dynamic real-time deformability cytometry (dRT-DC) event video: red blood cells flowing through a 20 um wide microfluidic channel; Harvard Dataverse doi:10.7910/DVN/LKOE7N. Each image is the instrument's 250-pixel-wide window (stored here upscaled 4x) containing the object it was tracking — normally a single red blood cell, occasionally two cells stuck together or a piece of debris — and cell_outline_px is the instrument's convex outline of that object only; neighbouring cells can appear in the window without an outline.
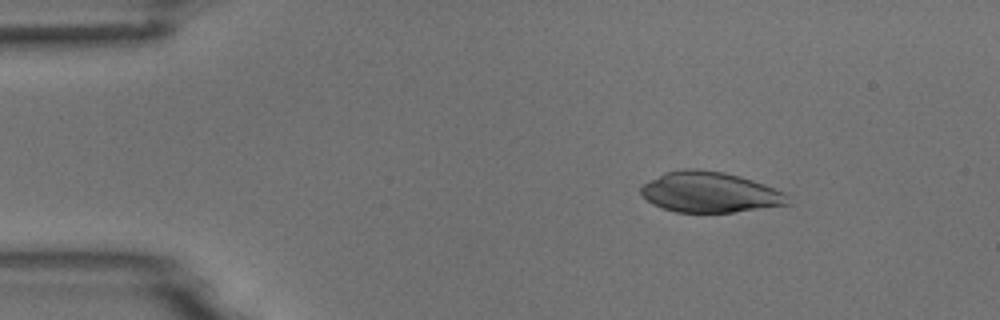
{"species": "common noctule bat (a hibernating species)", "species_latin": "Nyctalus noctula", "temperature_condition": "room temperature", "stored_images_in_passage": 4, "camera_frame_rate_fps": 3000, "um_per_image_px": 0.085, "animal": {"sex": "male", "body_mass_g": 18.8}, "frame": {"image": 1, "passage_image": 2, "time_ms": 1.333, "image_size_px": [1000, 320], "cell_outline_px": [[792, 204], [732, 212], [676, 212], [652, 204], [640, 192], [640, 188], [644, 184], [664, 172], [684, 168], [696, 168], [724, 172], [740, 176], [764, 184], [784, 192], [788, 196]], "centroid_in_image_um": [60.35, 16.33], "position_along_channel_um": 24.6, "area_um2": 34.68}}